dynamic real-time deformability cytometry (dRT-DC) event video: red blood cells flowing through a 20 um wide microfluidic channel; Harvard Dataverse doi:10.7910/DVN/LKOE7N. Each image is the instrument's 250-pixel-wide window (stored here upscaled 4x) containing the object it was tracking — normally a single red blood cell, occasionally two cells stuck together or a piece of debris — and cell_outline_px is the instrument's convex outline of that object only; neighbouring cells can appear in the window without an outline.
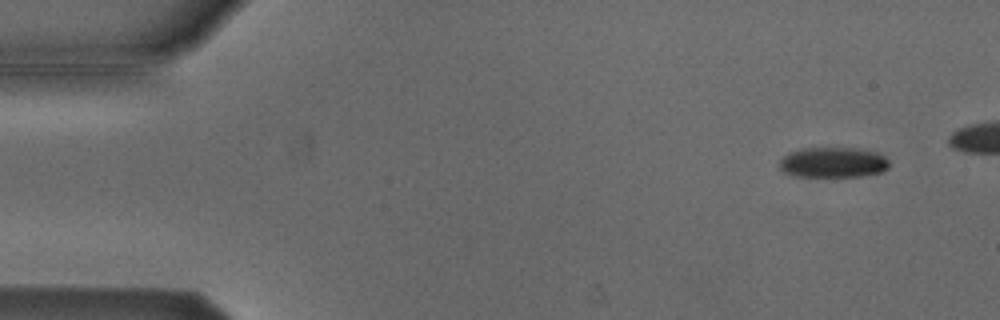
{"species": "Egyptian fruit bat (a non-hibernating species)", "species_latin": "Rousettus aegyptiacus", "temperature_condition": "cold", "stored_images_in_passage": 5, "camera_frame_rate_fps": 3000, "um_per_image_px": 0.085, "animal": {"sex": "male"}, "frame": {"image": 1, "passage_image": 1, "time_ms": 0.0, "image_size_px": [1000, 320], "cell_outline_px": [[888, 168], [880, 172], [864, 176], [792, 176], [784, 172], [780, 168], [780, 160], [788, 152], [804, 148], [856, 148], [876, 152], [884, 156], [888, 160]], "centroid_in_image_um": [70.8, 13.8], "position_along_channel_um": 14.2, "area_um2": 19.36}}